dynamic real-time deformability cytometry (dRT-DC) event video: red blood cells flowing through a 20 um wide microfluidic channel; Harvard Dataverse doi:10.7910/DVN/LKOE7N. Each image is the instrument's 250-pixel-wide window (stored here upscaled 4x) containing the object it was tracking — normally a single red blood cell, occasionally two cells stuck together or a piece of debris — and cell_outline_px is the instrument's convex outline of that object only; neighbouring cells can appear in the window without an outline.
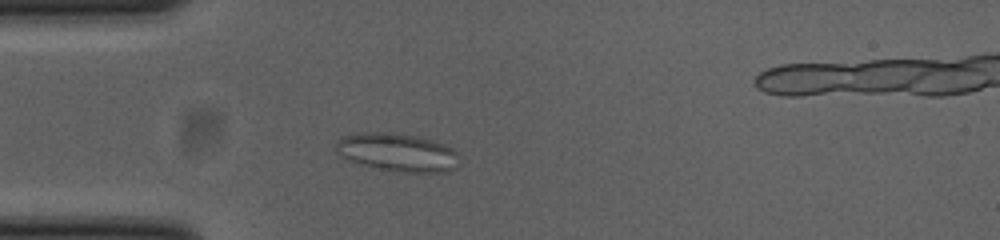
{"species": "common noctule bat (a hibernating species)", "species_latin": "Nyctalus noctula", "temperature_condition": "cold", "stored_images_in_passage": 49, "camera_frame_rate_fps": 3000, "um_per_image_px": 0.085, "animal": {"sex": "female", "body_mass_g": 23.0, "forearm_length_mm": 53.4}, "frame": {"image": 1, "passage_image": 9, "time_ms": 2.667, "image_size_px": [1000, 240], "cell_outline_px": [[456, 168], [444, 172], [400, 172], [380, 168], [364, 164], [352, 160], [344, 156], [336, 148], [336, 144], [344, 136], [356, 132], [384, 132], [420, 136], [444, 144], [452, 148], [456, 152]], "centroid_in_image_um": [33.82, 12.93], "position_along_channel_um": 51.2, "area_um2": 26.82}}
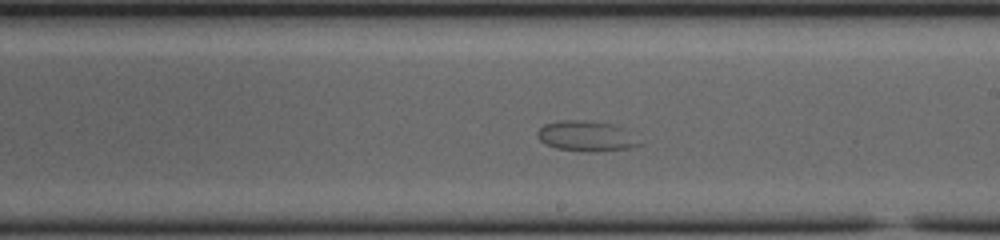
{"frame": {"image": 2, "passage_image": 25, "time_ms": 8.0, "image_size_px": [1000, 240], "cell_outline_px": [[640, 144], [628, 148], [556, 148], [544, 144], [536, 136], [536, 132], [544, 124], [564, 120], [576, 120], [616, 124], [624, 128]], "centroid_in_image_um": [49.73, 11.49], "position_along_channel_um": 239.3, "area_um2": 16.7}}
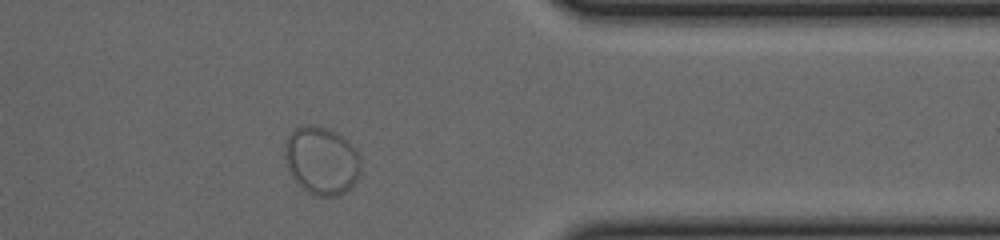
{"frame": {"image": 3, "passage_image": 38, "time_ms": 12.333, "image_size_px": [1000, 240], "cell_outline_px": [[360, 172], [356, 180], [340, 196], [316, 196], [308, 192], [296, 184], [288, 168], [284, 156], [284, 144], [292, 128], [300, 124], [312, 124], [328, 128], [336, 132], [348, 140], [356, 148], [360, 156]], "centroid_in_image_um": [27.31, 13.61], "position_along_channel_um": 384.1, "area_um2": 30.69}}